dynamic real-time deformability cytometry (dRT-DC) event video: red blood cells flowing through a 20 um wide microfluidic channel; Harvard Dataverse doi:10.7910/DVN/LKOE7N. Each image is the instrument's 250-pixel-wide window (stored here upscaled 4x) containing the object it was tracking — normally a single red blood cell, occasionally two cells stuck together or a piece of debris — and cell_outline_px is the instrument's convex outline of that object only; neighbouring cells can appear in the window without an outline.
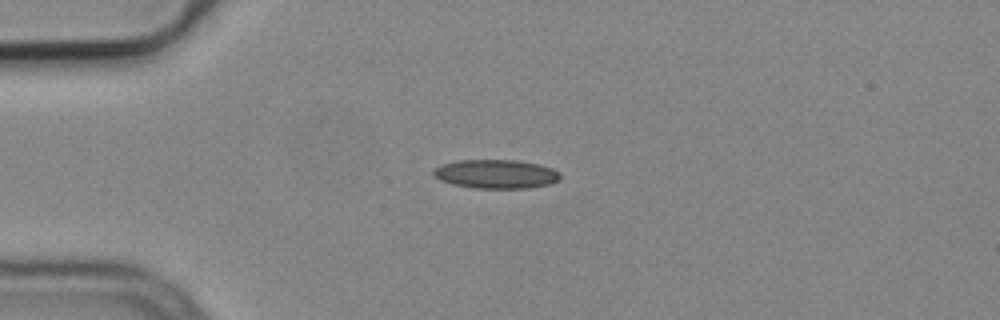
{"species": "common noctule bat (a hibernating species)", "species_latin": "Nyctalus noctula", "temperature_condition": "cold", "stored_images_in_passage": 2, "camera_frame_rate_fps": 3000, "um_per_image_px": 0.085, "animal": {"sex": "male", "body_mass_g": 19.2, "forearm_length_mm": 51.8}, "frame": {"image": 1, "passage_image": 1, "time_ms": 0.0, "image_size_px": [1000, 320], "cell_outline_px": [[560, 180], [548, 184], [528, 188], [476, 188], [452, 184], [440, 180], [432, 176], [432, 168], [440, 164], [456, 160], [516, 160], [540, 164], [552, 168], [560, 172]], "centroid_in_image_um": [42.12, 14.78], "position_along_channel_um": 42.9, "area_um2": 21.62}}